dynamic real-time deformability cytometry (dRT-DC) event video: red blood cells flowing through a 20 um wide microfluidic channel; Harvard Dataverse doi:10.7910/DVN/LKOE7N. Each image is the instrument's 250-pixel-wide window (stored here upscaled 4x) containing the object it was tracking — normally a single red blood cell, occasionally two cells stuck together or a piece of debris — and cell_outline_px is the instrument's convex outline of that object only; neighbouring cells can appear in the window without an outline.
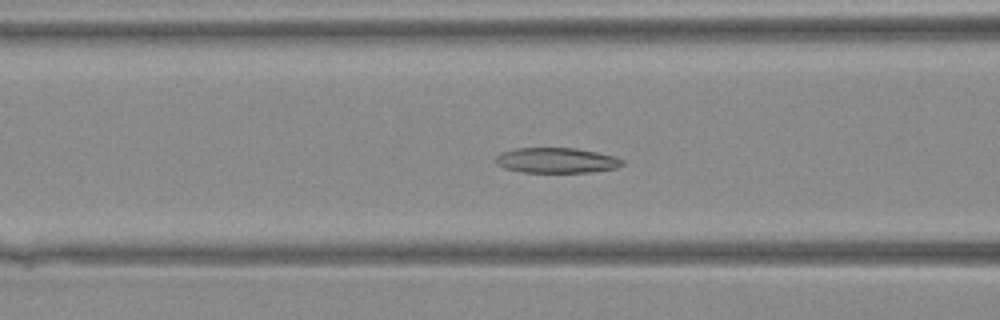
{"species": "Egyptian fruit bat (a non-hibernating species)", "species_latin": "Rousettus aegyptiacus", "temperature_condition": "warm", "stored_images_in_passage": 36, "camera_frame_rate_fps": 3000, "um_per_image_px": 0.085, "animal": {"sex": "female"}, "frame": {"image": 1, "passage_image": 15, "time_ms": 4.667, "image_size_px": [1000, 320], "cell_outline_px": [[624, 164], [616, 168], [592, 172], [520, 172], [504, 168], [496, 164], [496, 156], [500, 152], [516, 148], [576, 148], [616, 156], [624, 160]], "centroid_in_image_um": [47.3, 13.63], "position_along_channel_um": 119.3, "area_um2": 18.79}}
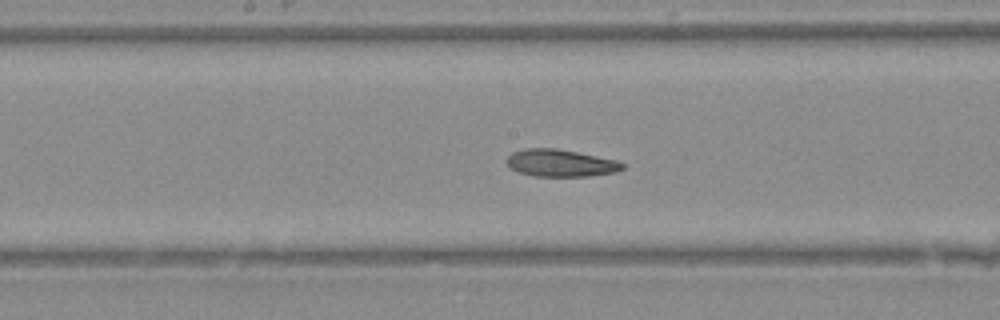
{"frame": {"image": 2, "passage_image": 20, "time_ms": 6.333, "image_size_px": [1000, 320], "cell_outline_px": [[624, 168], [616, 172], [588, 176], [532, 176], [520, 172], [512, 168], [504, 160], [512, 152], [524, 148], [556, 148], [616, 160], [624, 164]], "centroid_in_image_um": [47.62, 13.85], "position_along_channel_um": 200.6, "area_um2": 18.26}}
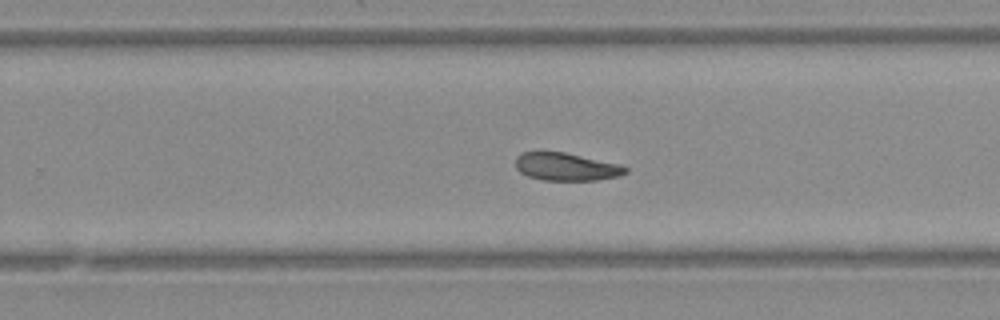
{"frame": {"image": 3, "passage_image": 25, "time_ms": 8.0, "image_size_px": [1000, 320], "cell_outline_px": [[628, 172], [620, 176], [596, 180], [544, 180], [528, 176], [520, 172], [516, 168], [516, 156], [524, 152], [564, 152], [620, 164], [628, 168]], "centroid_in_image_um": [48.15, 14.18], "position_along_channel_um": 281.6, "area_um2": 17.74}}